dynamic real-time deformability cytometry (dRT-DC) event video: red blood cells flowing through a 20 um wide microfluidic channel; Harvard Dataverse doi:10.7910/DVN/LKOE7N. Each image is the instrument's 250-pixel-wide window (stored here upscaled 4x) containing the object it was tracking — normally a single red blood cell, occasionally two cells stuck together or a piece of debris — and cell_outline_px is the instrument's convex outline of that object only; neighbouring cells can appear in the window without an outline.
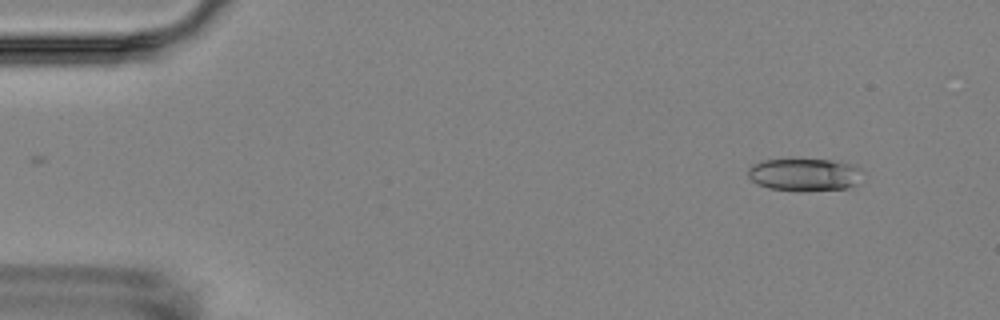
{"species": "Egyptian fruit bat (a non-hibernating species)", "species_latin": "Rousettus aegyptiacus", "temperature_condition": "room temperature", "stored_images_in_passage": 4, "camera_frame_rate_fps": 3000, "um_per_image_px": 0.085, "animal": {"sex": "female"}, "frame": {"image": 1, "passage_image": 1, "time_ms": 0.0, "image_size_px": [1000, 320], "cell_outline_px": [[860, 184], [844, 188], [768, 188], [756, 184], [748, 176], [748, 168], [752, 164], [760, 160], [840, 160], [856, 164], [860, 168]], "centroid_in_image_um": [68.4, 14.78], "position_along_channel_um": 16.6, "area_um2": 21.1}}
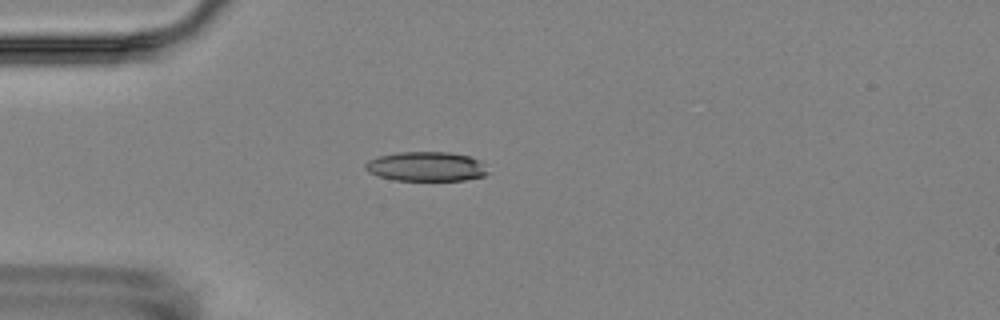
{"frame": {"image": 2, "passage_image": 4, "time_ms": 3.333, "image_size_px": [1000, 320], "cell_outline_px": [[488, 172], [484, 176], [464, 180], [396, 180], [376, 176], [368, 172], [364, 168], [364, 164], [368, 160], [380, 156], [400, 152], [448, 152], [468, 156], [480, 160], [484, 164]], "centroid_in_image_um": [36.21, 14.15], "position_along_channel_um": 48.8, "area_um2": 21.04}}